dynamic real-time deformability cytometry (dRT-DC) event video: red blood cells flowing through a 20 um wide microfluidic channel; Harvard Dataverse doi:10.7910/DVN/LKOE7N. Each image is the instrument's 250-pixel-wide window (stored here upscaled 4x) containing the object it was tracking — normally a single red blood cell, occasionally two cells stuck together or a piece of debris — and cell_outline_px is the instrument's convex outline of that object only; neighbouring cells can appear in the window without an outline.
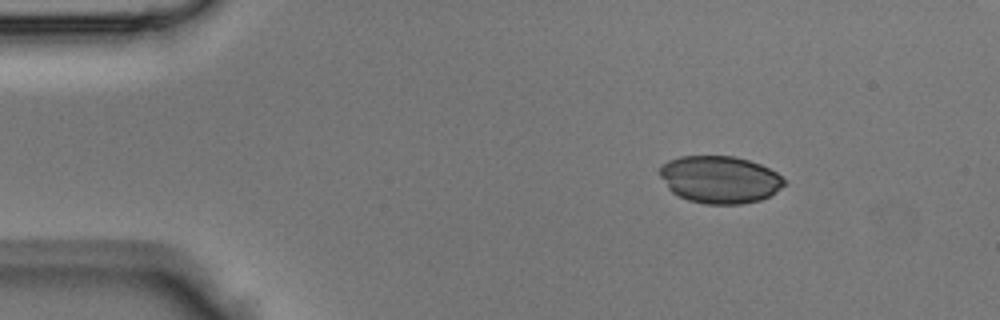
{"species": "Egyptian fruit bat (a non-hibernating species)", "species_latin": "Rousettus aegyptiacus", "temperature_condition": "room temperature", "stored_images_in_passage": 39, "segment_of_instrument_passage": [1, 2], "camera_frame_rate_fps": 3000, "um_per_image_px": 0.085, "animal": {"sex": "male"}, "frame": {"image": 1, "passage_image": 1, "time_ms": 0.0, "image_size_px": [1000, 320], "cell_outline_px": [[788, 184], [768, 196], [760, 200], [740, 204], [704, 204], [688, 200], [672, 192], [668, 188], [660, 176], [660, 164], [668, 160], [680, 156], [736, 156], [760, 164], [776, 172]], "centroid_in_image_um": [61.17, 15.25], "position_along_channel_um": 23.8, "area_um2": 34.39}}
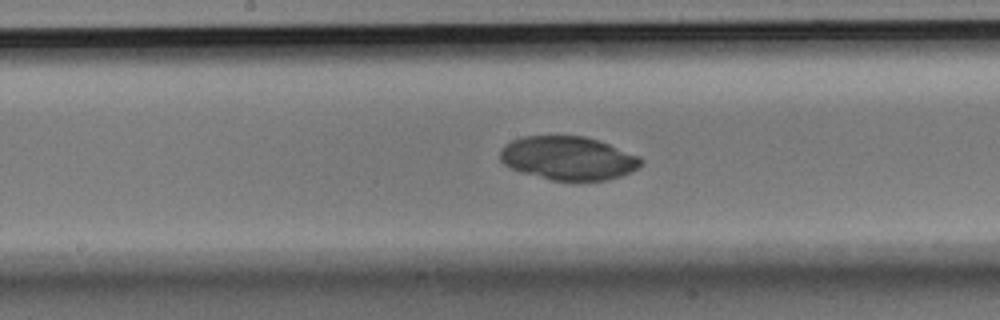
{"frame": {"image": 2, "passage_image": 17, "time_ms": 5.333, "image_size_px": [1000, 320], "cell_outline_px": [[644, 164], [632, 172], [608, 180], [552, 180], [520, 172], [504, 164], [500, 160], [500, 152], [512, 140], [524, 136], [584, 136], [608, 144], [640, 156], [644, 160]], "centroid_in_image_um": [48.34, 13.45], "position_along_channel_um": 199.9, "area_um2": 35.6}}
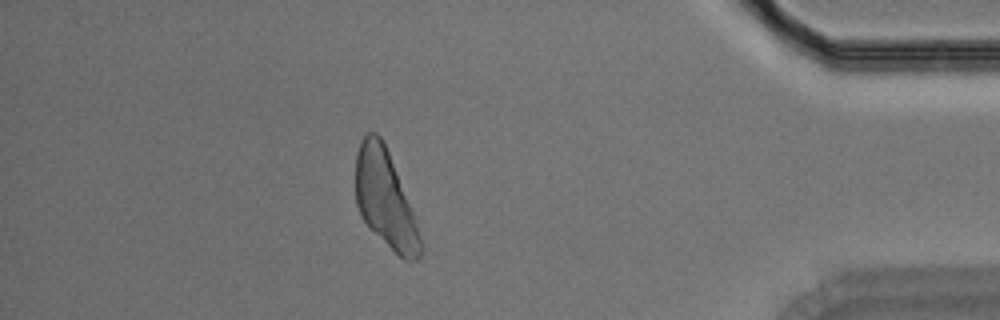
{"frame": {"image": 3, "passage_image": 33, "time_ms": 10.667, "image_size_px": [1000, 320], "cell_outline_px": [[424, 248], [420, 256], [416, 260], [404, 260], [360, 216], [356, 204], [356, 152], [360, 140], [368, 132], [376, 132], [380, 136], [388, 152], [416, 220]], "centroid_in_image_um": [32.74, 16.9], "position_along_channel_um": 402.5, "area_um2": 35.95}}